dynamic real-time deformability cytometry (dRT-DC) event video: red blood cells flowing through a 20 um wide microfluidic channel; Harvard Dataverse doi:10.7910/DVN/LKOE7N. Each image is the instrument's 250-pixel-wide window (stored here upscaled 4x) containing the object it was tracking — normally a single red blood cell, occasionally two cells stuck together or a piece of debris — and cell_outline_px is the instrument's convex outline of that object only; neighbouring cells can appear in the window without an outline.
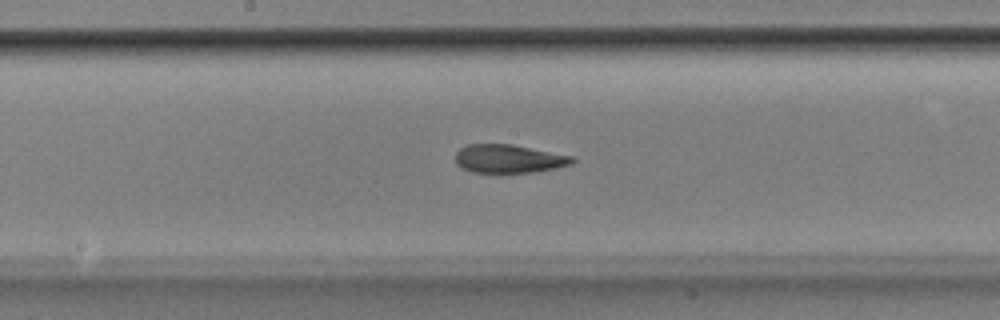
{"species": "Egyptian fruit bat (a non-hibernating species)", "species_latin": "Rousettus aegyptiacus", "temperature_condition": "room temperature", "stored_images_in_passage": 52, "camera_frame_rate_fps": 3000, "um_per_image_px": 0.085, "animal": {"sex": "male"}, "frame": {"image": 1, "passage_image": 27, "time_ms": 8.667, "image_size_px": [1000, 320], "cell_outline_px": [[576, 160], [572, 164], [556, 168], [536, 172], [500, 176], [472, 172], [456, 164], [456, 152], [460, 148], [468, 144], [512, 144], [572, 156]], "centroid_in_image_um": [43.24, 13.55], "position_along_channel_um": 205.0, "area_um2": 20.17}}
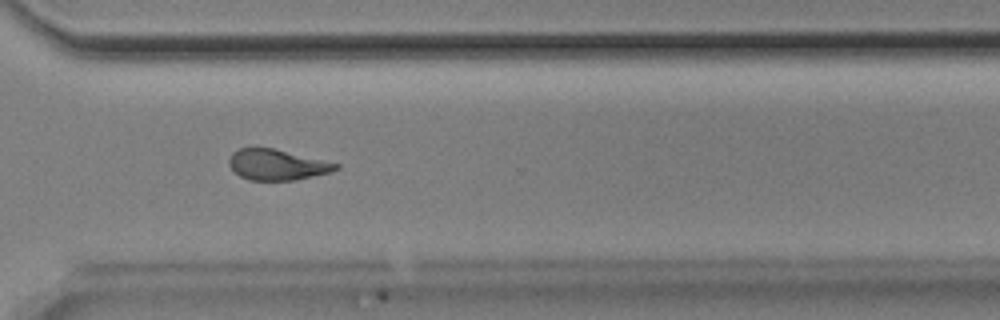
{"frame": {"image": 2, "passage_image": 38, "time_ms": 12.333, "image_size_px": [1000, 320], "cell_outline_px": [[340, 168], [332, 172], [296, 180], [248, 180], [240, 176], [228, 164], [228, 160], [232, 152], [240, 148], [272, 148], [340, 164]], "centroid_in_image_um": [23.55, 14.01], "position_along_channel_um": 347.0, "area_um2": 19.02}}
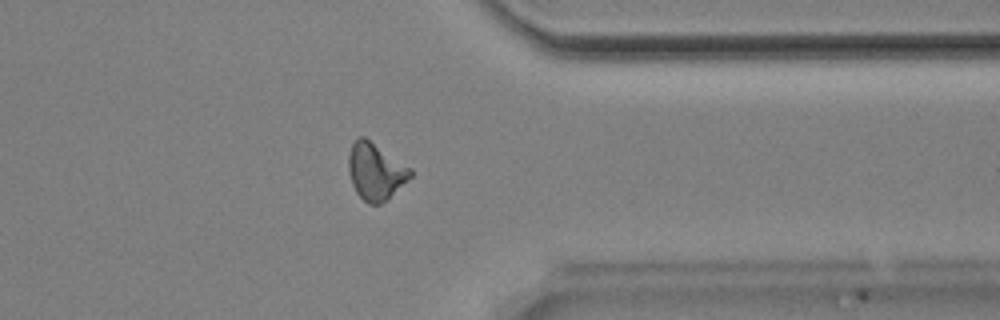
{"frame": {"image": 3, "passage_image": 41, "time_ms": 13.333, "image_size_px": [1000, 320], "cell_outline_px": [[412, 176], [380, 204], [368, 204], [356, 192], [352, 184], [348, 172], [348, 156], [352, 144], [360, 136], [364, 136], [412, 168]], "centroid_in_image_um": [31.9, 14.55], "position_along_channel_um": 379.5, "area_um2": 20.29}, "authors_computed_cell_mechanics": {"area_um2": 20.1722, "velocity_mm_per_s": 3.8868, "shape_relaxation_time_tau1_ms": 8.4541, "shape_relaxation_time_tau2_ms": 3.0533, "deformation_change_tau1": 0.2251, "deformation_change_tau2": 0.1144}}